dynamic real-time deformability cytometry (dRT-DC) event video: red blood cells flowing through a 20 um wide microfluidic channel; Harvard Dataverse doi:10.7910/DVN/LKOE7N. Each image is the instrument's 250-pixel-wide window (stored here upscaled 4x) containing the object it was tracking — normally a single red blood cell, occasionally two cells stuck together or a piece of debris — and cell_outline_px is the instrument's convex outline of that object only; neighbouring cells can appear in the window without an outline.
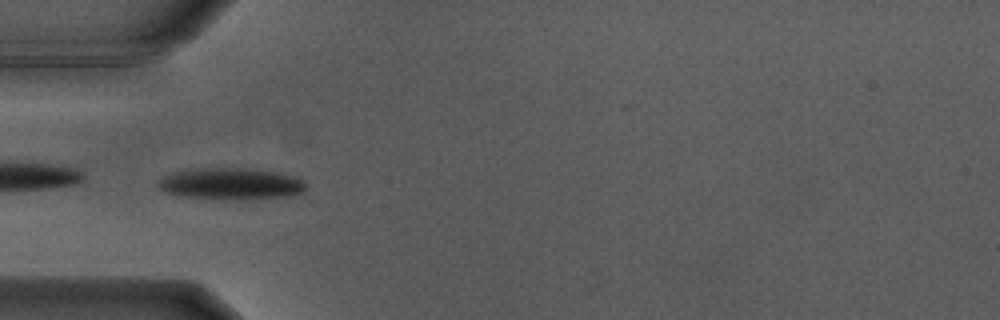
{"species": "Egyptian fruit bat (a non-hibernating species)", "species_latin": "Rousettus aegyptiacus", "temperature_condition": "warm", "stored_images_in_passage": 10, "camera_frame_rate_fps": 3000, "um_per_image_px": 0.085, "animal": {"sex": "male"}, "frame": {"image": 1, "passage_image": 1, "time_ms": 0.0, "image_size_px": [1000, 320], "cell_outline_px": [[304, 192], [288, 196], [240, 200], [236, 200], [184, 196], [168, 192], [160, 188], [156, 184], [156, 180], [172, 172], [200, 168], [244, 168], [276, 172], [292, 176], [304, 180]], "centroid_in_image_um": [19.61, 15.62], "position_along_channel_um": 65.4, "area_um2": 27.05}}
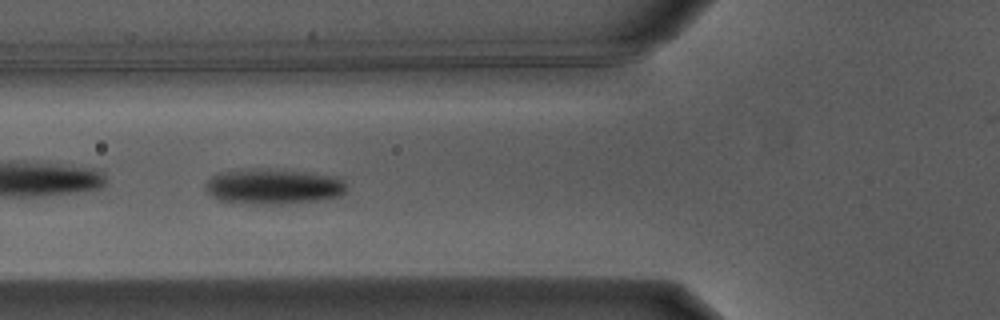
{"frame": {"image": 2, "passage_image": 4, "time_ms": 1.0, "image_size_px": [1000, 320], "cell_outline_px": [[348, 188], [340, 196], [316, 200], [280, 204], [256, 204], [220, 200], [212, 196], [208, 192], [208, 180], [212, 176], [220, 172], [244, 168], [252, 168], [296, 172], [328, 176], [340, 180]], "centroid_in_image_um": [23.17, 15.86], "position_along_channel_um": 102.6, "area_um2": 28.21}}